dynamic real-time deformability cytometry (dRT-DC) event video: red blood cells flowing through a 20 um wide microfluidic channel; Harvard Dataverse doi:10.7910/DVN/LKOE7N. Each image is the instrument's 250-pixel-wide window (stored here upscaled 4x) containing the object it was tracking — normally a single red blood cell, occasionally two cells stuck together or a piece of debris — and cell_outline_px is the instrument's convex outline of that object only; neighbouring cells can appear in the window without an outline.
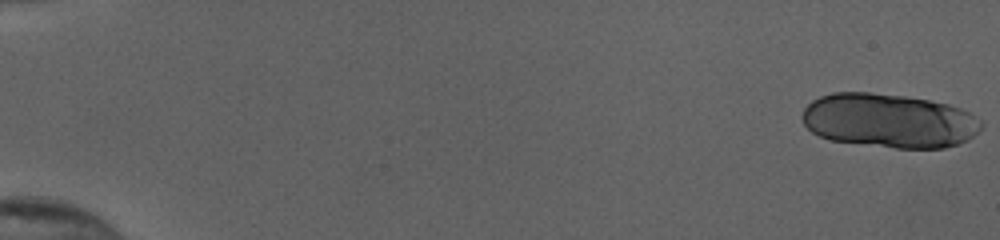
{"species": "human", "species_latin": "Homo sapiens", "temperature_condition": "cold", "stored_images_in_passage": 20, "camera_frame_rate_fps": 3000, "um_per_image_px": 0.085, "donor": {"sex": "female"}, "frame": {"image": 1, "passage_image": 1, "time_ms": 0.0, "image_size_px": [1000, 240], "cell_outline_px": [[984, 124], [968, 140], [944, 148], [896, 148], [832, 140], [820, 136], [812, 132], [804, 124], [800, 116], [804, 108], [812, 100], [820, 96], [832, 92], [868, 92], [904, 96], [928, 100], [948, 104], [960, 108], [968, 112], [980, 120]], "centroid_in_image_um": [75.54, 10.25], "position_along_channel_um": 9.5, "area_um2": 56.41}}
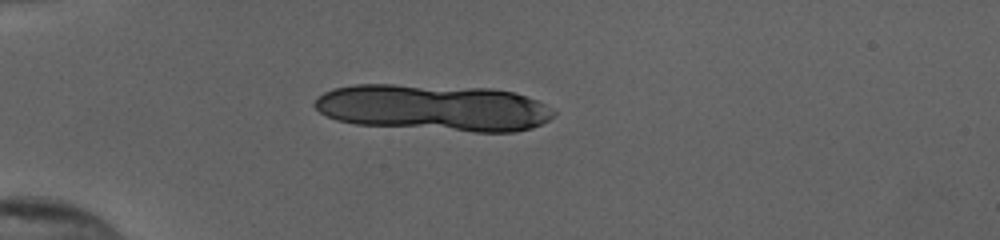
{"frame": {"image": 2, "passage_image": 16, "time_ms": 5.0, "image_size_px": [1000, 240], "cell_outline_px": [[556, 112], [548, 120], [532, 128], [512, 132], [476, 132], [356, 124], [336, 120], [320, 112], [312, 104], [324, 92], [332, 88], [356, 84], [392, 84], [488, 88], [512, 92], [536, 100], [552, 108]], "centroid_in_image_um": [36.84, 9.15], "position_along_channel_um": 48.2, "area_um2": 64.85}}